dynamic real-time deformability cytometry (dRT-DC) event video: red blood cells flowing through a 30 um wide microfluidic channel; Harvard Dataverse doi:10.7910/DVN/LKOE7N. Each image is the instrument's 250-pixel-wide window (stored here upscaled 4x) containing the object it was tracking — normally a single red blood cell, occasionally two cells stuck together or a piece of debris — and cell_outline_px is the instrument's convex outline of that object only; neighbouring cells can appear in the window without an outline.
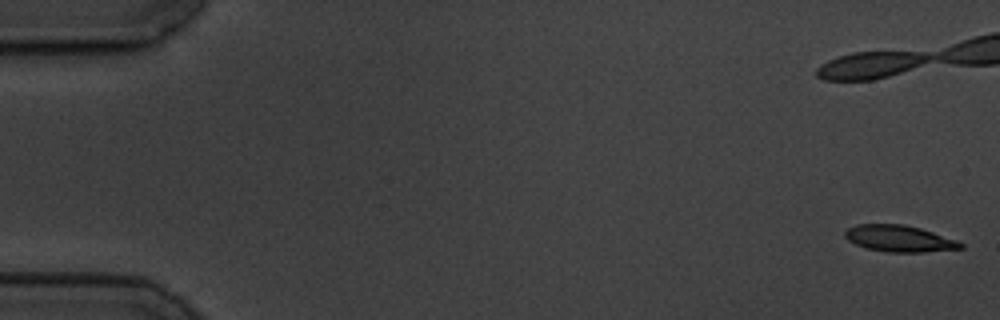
{"species": "common noctule bat (a hibernating species)", "species_latin": "Nyctalus noctula", "temperature_condition": "cold", "stored_images_in_passage": 59, "camera_frame_rate_fps": 3000, "um_per_image_px": 0.085, "animal": {"sex": "male", "body_mass_g": 19.5, "forearm_length_mm": 54.6}, "frame": {"image": 1, "passage_image": 1, "time_ms": 0.0, "image_size_px": [1000, 320], "cell_outline_px": [[964, 248], [924, 252], [888, 252], [868, 248], [856, 244], [848, 240], [844, 236], [844, 232], [848, 228], [856, 224], [904, 224], [920, 228], [956, 240], [964, 244]], "centroid_in_image_um": [76.43, 20.27], "position_along_channel_um": 8.6, "area_um2": 17.74}, "authors_computed_cell_mechanics": {"area_um2": 18.7272, "velocity_mm_per_s": 3.4815, "shape_relaxation_time_tau1_ms": 6.6605, "shape_relaxation_time_tau2_ms": null, "deformation_change_tau1": 0.1883, "deformation_change_tau2": null}}